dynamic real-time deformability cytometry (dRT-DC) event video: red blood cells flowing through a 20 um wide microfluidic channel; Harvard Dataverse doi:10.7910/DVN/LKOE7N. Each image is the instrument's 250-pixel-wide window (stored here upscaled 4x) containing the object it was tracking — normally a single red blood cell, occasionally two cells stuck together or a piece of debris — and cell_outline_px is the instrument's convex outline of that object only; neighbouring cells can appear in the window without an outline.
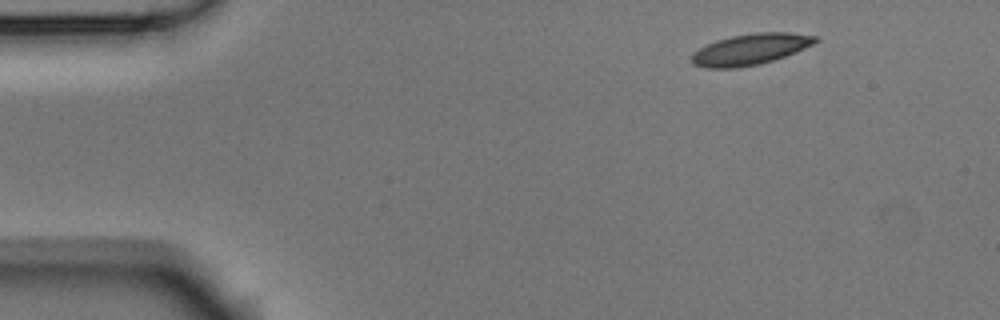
{"species": "Egyptian fruit bat (a non-hibernating species)", "species_latin": "Rousettus aegyptiacus", "temperature_condition": "room temperature", "stored_images_in_passage": 8, "camera_frame_rate_fps": 3000, "um_per_image_px": 0.085, "animal": {"sex": "male"}, "frame": {"image": 1, "passage_image": 1, "time_ms": 0.0, "image_size_px": [1000, 320], "cell_outline_px": [[820, 40], [796, 52], [760, 64], [736, 68], [708, 68], [692, 64], [692, 52], [716, 40], [732, 36], [756, 32], [792, 32], [816, 36]], "centroid_in_image_um": [63.79, 4.18], "position_along_channel_um": 21.2, "area_um2": 22.31}}
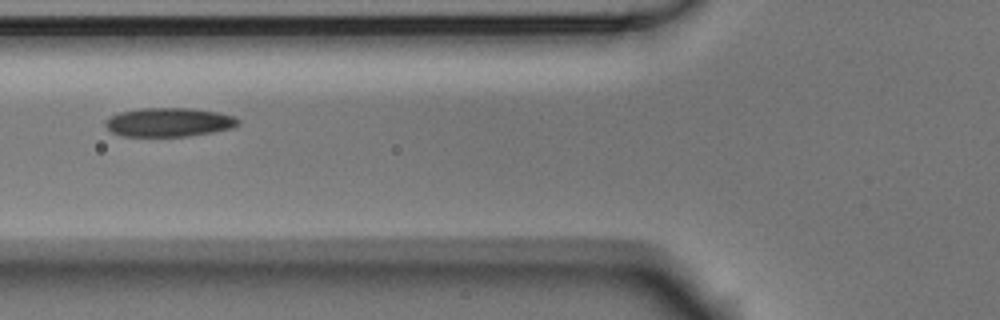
{"frame": {"image": 2, "passage_image": 5, "time_ms": 1.333, "image_size_px": [1000, 320], "cell_outline_px": [[240, 124], [232, 128], [212, 132], [188, 136], [120, 136], [112, 132], [104, 124], [104, 120], [120, 112], [140, 108], [192, 108], [220, 112], [236, 116], [240, 120]], "centroid_in_image_um": [14.39, 10.38], "position_along_channel_um": 111.4, "area_um2": 22.54}}
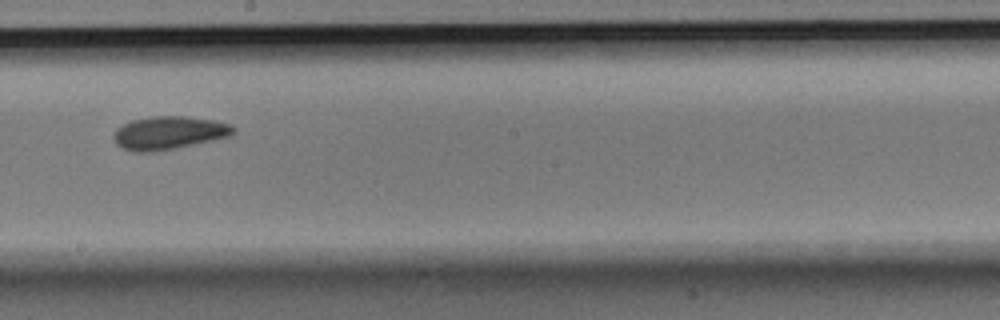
{"frame": {"image": 3, "passage_image": 8, "time_ms": 2.333, "image_size_px": [1000, 320], "cell_outline_px": [[236, 132], [232, 136], [172, 148], [148, 152], [132, 152], [116, 144], [112, 136], [116, 128], [132, 120], [156, 116], [184, 116], [216, 120], [232, 124], [236, 128]], "centroid_in_image_um": [14.38, 11.28], "position_along_channel_um": 233.8, "area_um2": 23.06}}